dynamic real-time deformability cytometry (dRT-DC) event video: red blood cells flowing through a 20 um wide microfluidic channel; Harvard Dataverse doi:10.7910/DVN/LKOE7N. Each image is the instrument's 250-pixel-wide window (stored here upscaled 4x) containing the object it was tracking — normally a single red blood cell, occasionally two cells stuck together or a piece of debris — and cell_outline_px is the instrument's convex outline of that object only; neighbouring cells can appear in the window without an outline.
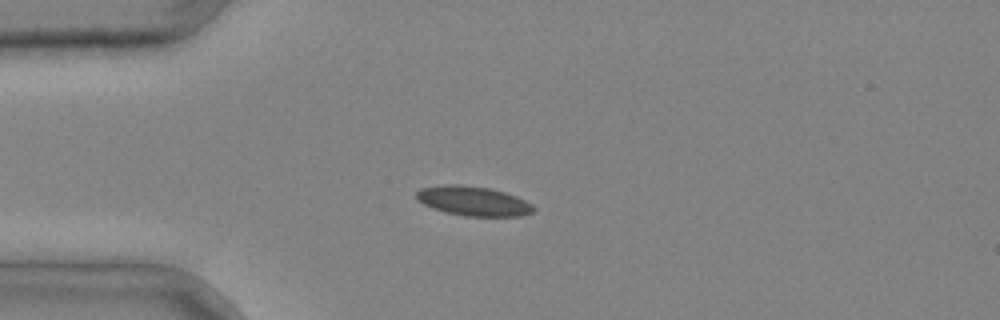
{"species": "common noctule bat (a hibernating species)", "species_latin": "Nyctalus noctula", "temperature_condition": "cold", "stored_images_in_passage": 4, "camera_frame_rate_fps": 3000, "um_per_image_px": 0.085, "animal": {"sex": "male", "body_mass_g": 20.4}, "frame": {"image": 1, "passage_image": 4, "time_ms": 1.0, "image_size_px": [1000, 320], "cell_outline_px": [[536, 208], [532, 212], [520, 216], [464, 216], [432, 208], [416, 200], [416, 192], [420, 188], [448, 184], [460, 184], [488, 188], [504, 192], [516, 196], [532, 204]], "centroid_in_image_um": [40.21, 17.08], "position_along_channel_um": 44.8, "area_um2": 20.06}}